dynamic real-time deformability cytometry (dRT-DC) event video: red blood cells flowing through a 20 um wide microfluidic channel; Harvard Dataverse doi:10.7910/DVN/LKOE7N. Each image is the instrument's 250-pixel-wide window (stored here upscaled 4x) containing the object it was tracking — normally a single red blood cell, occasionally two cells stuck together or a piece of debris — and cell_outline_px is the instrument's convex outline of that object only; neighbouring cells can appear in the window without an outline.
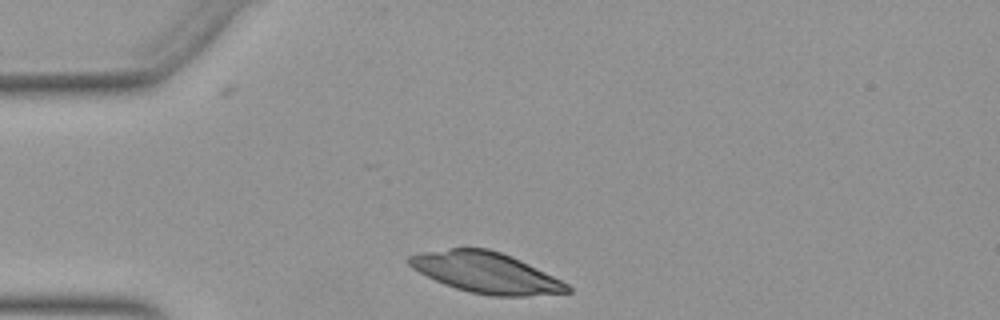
{"species": "Egyptian fruit bat (a non-hibernating species)", "species_latin": "Rousettus aegyptiacus", "temperature_condition": "warm", "stored_images_in_passage": 30, "camera_frame_rate_fps": 3000, "um_per_image_px": 0.085, "animal": {"sex": "female"}, "frame": {"image": 1, "passage_image": 1, "time_ms": 0.0, "image_size_px": [1000, 320], "cell_outline_px": [[572, 292], [528, 296], [492, 296], [472, 292], [456, 288], [444, 284], [412, 268], [404, 260], [408, 256], [420, 252], [448, 248], [488, 248], [512, 256], [568, 284], [572, 288]], "centroid_in_image_um": [41.28, 23.16], "position_along_channel_um": 43.7, "area_um2": 37.4}}
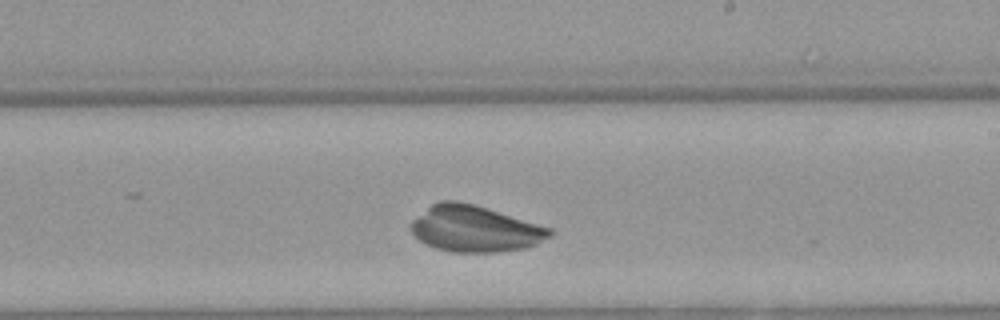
{"frame": {"image": 2, "passage_image": 19, "time_ms": 6.0, "image_size_px": [1000, 320], "cell_outline_px": [[556, 232], [552, 236], [536, 244], [524, 248], [496, 252], [452, 252], [436, 248], [420, 240], [412, 232], [412, 220], [432, 204], [440, 200], [456, 200], [476, 204], [552, 228]], "centroid_in_image_um": [40.42, 19.43], "position_along_channel_um": 248.6, "area_um2": 37.4}}
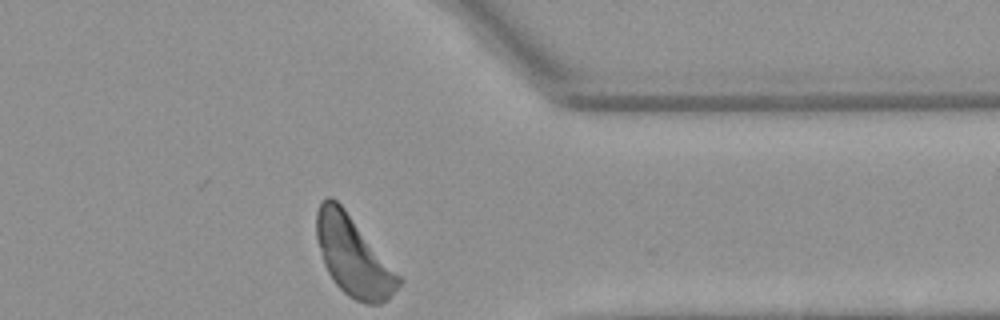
{"frame": {"image": 3, "passage_image": 30, "time_ms": 9.667, "image_size_px": [1000, 320], "cell_outline_px": [[404, 280], [388, 300], [380, 304], [364, 304], [348, 296], [332, 280], [324, 264], [316, 240], [316, 212], [320, 204], [328, 196], [332, 196], [344, 208]], "centroid_in_image_um": [30.03, 21.8], "position_along_channel_um": 381.4, "area_um2": 37.86}}